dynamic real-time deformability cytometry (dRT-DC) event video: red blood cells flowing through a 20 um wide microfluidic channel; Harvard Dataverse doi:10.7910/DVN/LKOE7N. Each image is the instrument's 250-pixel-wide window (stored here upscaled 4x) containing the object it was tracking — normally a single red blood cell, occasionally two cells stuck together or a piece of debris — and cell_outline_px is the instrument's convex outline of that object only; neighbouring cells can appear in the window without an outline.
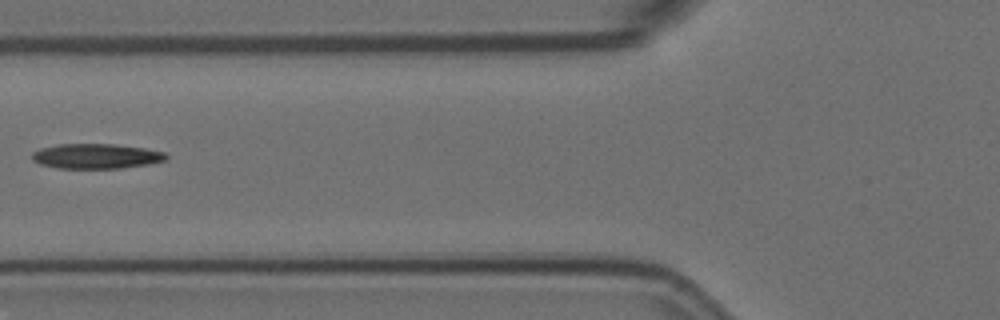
{"species": "Egyptian fruit bat (a non-hibernating species)", "species_latin": "Rousettus aegyptiacus", "temperature_condition": "room temperature", "stored_images_in_passage": 14, "segment_of_instrument_passage": [2, 2], "camera_frame_rate_fps": 3000, "um_per_image_px": 0.085, "animal": {"sex": "female"}, "frame": {"image": 1, "passage_image": 5, "time_ms": 1.333, "image_size_px": [1000, 320], "cell_outline_px": [[168, 160], [148, 164], [120, 168], [56, 168], [40, 164], [32, 160], [32, 152], [40, 148], [56, 144], [116, 144], [144, 148], [164, 152], [168, 156]], "centroid_in_image_um": [8.16, 13.27], "position_along_channel_um": 117.6, "area_um2": 19.59}}
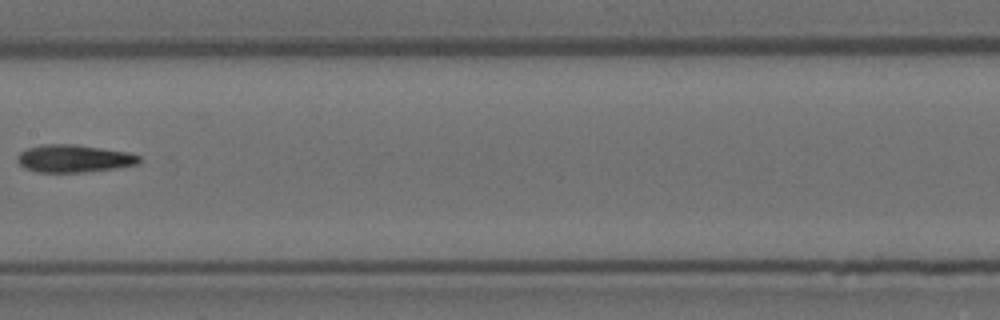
{"frame": {"image": 2, "passage_image": 7, "time_ms": 2.0, "image_size_px": [1000, 320], "cell_outline_px": [[140, 164], [84, 172], [36, 172], [24, 168], [16, 160], [16, 156], [20, 152], [28, 148], [40, 144], [72, 144], [128, 152], [140, 156]], "centroid_in_image_um": [6.24, 13.47], "position_along_channel_um": 201.2, "area_um2": 19.54}}
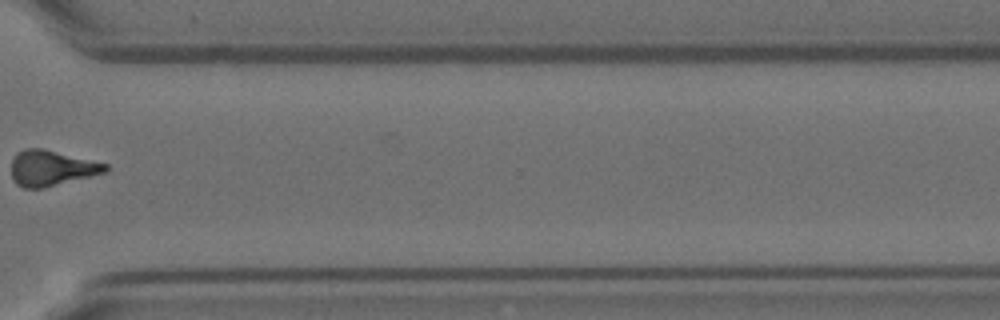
{"frame": {"image": 3, "passage_image": 11, "time_ms": 3.333, "image_size_px": [1000, 320], "cell_outline_px": [[108, 172], [40, 188], [24, 188], [16, 184], [12, 180], [12, 160], [16, 152], [24, 148], [44, 148], [108, 164]], "centroid_in_image_um": [4.36, 14.27], "position_along_channel_um": 366.2, "area_um2": 19.48}}